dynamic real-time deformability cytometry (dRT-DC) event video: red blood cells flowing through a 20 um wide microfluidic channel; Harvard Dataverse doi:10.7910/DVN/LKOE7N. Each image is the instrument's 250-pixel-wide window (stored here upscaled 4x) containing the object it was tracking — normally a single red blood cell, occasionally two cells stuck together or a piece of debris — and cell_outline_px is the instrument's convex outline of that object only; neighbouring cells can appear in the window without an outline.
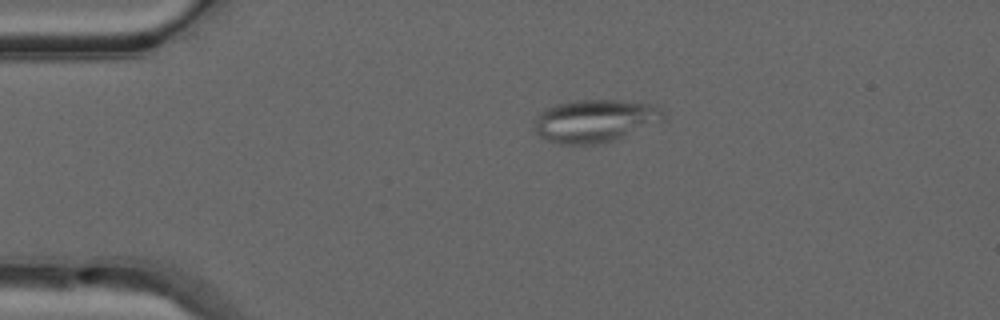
{"species": "common noctule bat (a hibernating species)", "species_latin": "Nyctalus noctula", "temperature_condition": "warm", "stored_images_in_passage": 42, "camera_frame_rate_fps": 3000, "um_per_image_px": 0.085, "animal": {"sex": "male", "forearm_length_mm": 52.5}, "frame": {"image": 1, "passage_image": 2, "time_ms": 0.333, "image_size_px": [1000, 320], "cell_outline_px": [[668, 112], [664, 120], [616, 140], [600, 144], [560, 144], [548, 140], [540, 136], [536, 132], [536, 116], [544, 108], [556, 104], [576, 100], [620, 100], [656, 104], [664, 108]], "centroid_in_image_um": [50.66, 10.25], "position_along_channel_um": 34.3, "area_um2": 32.6}}
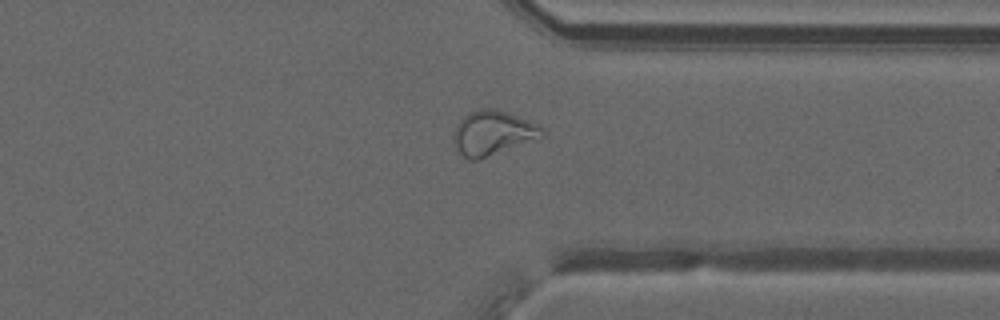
{"frame": {"image": 2, "passage_image": 30, "time_ms": 9.667, "image_size_px": [1000, 320], "cell_outline_px": [[544, 136], [536, 140], [476, 160], [468, 160], [456, 152], [452, 140], [456, 124], [468, 112], [480, 108], [496, 108], [508, 112], [540, 124], [544, 132]], "centroid_in_image_um": [41.87, 11.29], "position_along_channel_um": 369.5, "area_um2": 23.41}}
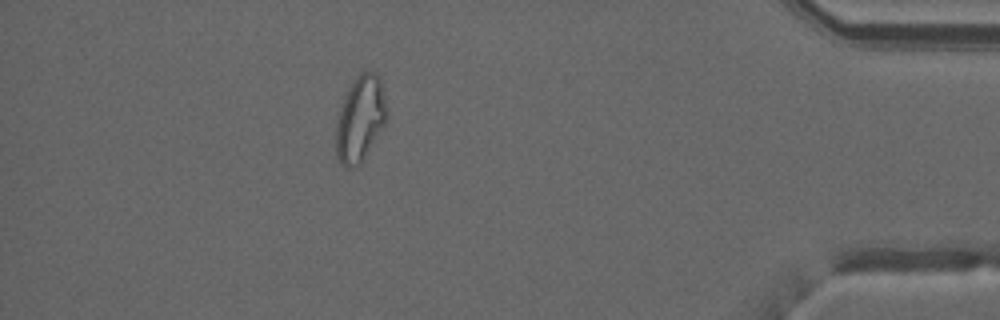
{"frame": {"image": 3, "passage_image": 36, "time_ms": 11.667, "image_size_px": [1000, 320], "cell_outline_px": [[388, 116], [384, 124], [364, 156], [352, 168], [344, 168], [340, 164], [336, 156], [336, 124], [340, 108], [344, 96], [352, 80], [360, 72], [376, 72], [380, 76], [388, 108]], "centroid_in_image_um": [30.62, 10.04], "position_along_channel_um": 404.6, "area_um2": 25.32}, "authors_computed_cell_mechanics": {"area_um2": 23.9292, "velocity_mm_per_s": 4.0668, "shape_relaxation_time_tau1_ms": null, "shape_relaxation_time_tau2_ms": 1.5064, "deformation_change_tau1": null, "deformation_change_tau2": 0.0751}}